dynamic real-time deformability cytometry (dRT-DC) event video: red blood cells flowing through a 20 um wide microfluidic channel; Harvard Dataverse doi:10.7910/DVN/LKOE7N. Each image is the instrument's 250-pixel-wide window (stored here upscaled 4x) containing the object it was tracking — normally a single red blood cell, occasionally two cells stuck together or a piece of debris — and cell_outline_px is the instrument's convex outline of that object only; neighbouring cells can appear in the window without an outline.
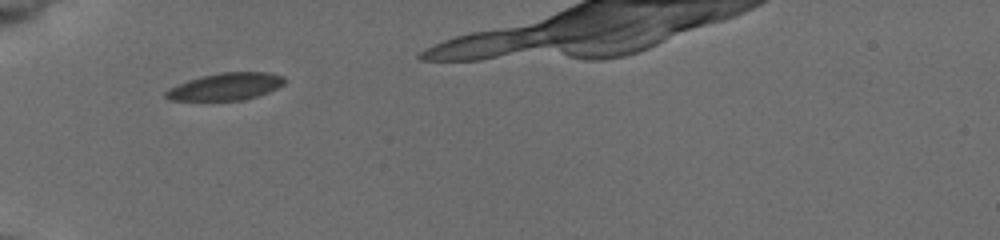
{"species": "common noctule bat (a hibernating species)", "species_latin": "Nyctalus noctula", "temperature_condition": "cold", "stored_images_in_passage": 7, "camera_frame_rate_fps": 3000, "um_per_image_px": 0.085, "animal": {"sex": "female", "body_mass_g": 19.5, "forearm_length_mm": 54.1}, "frame": {"image": 1, "passage_image": 1, "time_ms": 0.0, "image_size_px": [1000, 240], "cell_outline_px": [[284, 84], [268, 92], [244, 100], [172, 100], [164, 96], [164, 92], [168, 88], [176, 84], [200, 76], [220, 72], [268, 72], [284, 76]], "centroid_in_image_um": [19.16, 7.35], "position_along_channel_um": 65.8, "area_um2": 18.84}}